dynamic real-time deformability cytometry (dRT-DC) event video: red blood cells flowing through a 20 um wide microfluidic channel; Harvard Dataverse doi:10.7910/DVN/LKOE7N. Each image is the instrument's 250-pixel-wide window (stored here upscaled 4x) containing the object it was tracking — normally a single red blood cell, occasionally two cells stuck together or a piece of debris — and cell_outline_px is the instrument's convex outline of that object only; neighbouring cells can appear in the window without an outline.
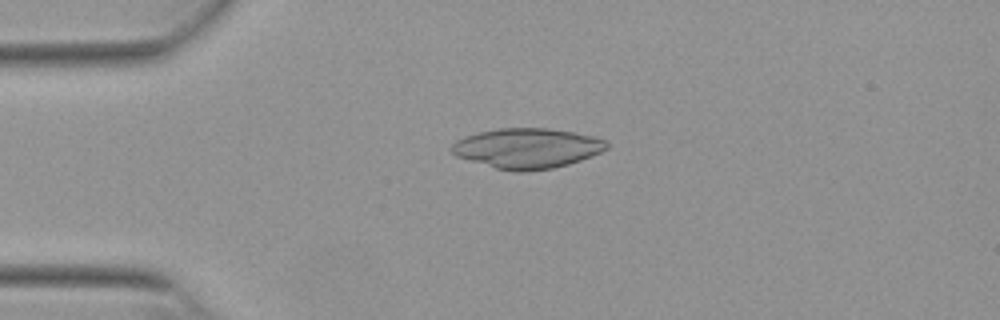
{"species": "Egyptian fruit bat (a non-hibernating species)", "species_latin": "Rousettus aegyptiacus", "temperature_condition": "warm", "stored_images_in_passage": 52, "camera_frame_rate_fps": 3000, "um_per_image_px": 0.085, "animal": {"sex": "female"}, "frame": {"image": 1, "passage_image": 12, "time_ms": 3.667, "image_size_px": [1000, 320], "cell_outline_px": [[608, 148], [592, 156], [568, 164], [552, 168], [528, 172], [516, 172], [496, 168], [456, 156], [448, 148], [456, 140], [464, 136], [480, 132], [500, 128], [544, 128], [576, 132], [608, 140]], "centroid_in_image_um": [44.81, 12.6], "position_along_channel_um": 40.2, "area_um2": 36.3}}
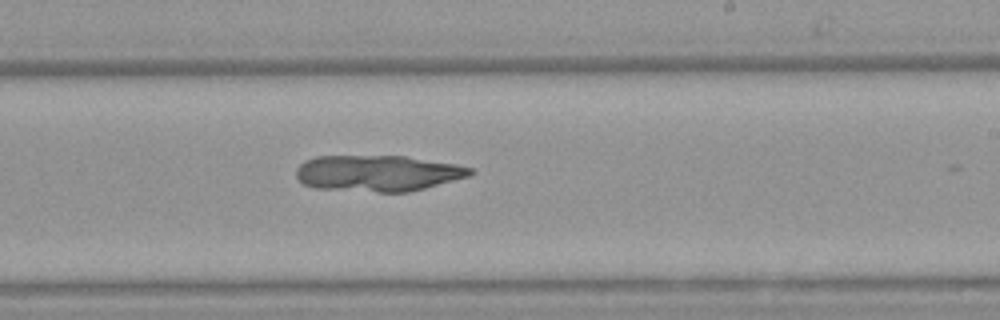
{"frame": {"image": 2, "passage_image": 31, "time_ms": 10.0, "image_size_px": [1000, 320], "cell_outline_px": [[476, 172], [472, 176], [408, 192], [376, 192], [312, 188], [304, 184], [296, 176], [296, 168], [304, 160], [316, 156], [404, 156], [456, 164], [472, 168]], "centroid_in_image_um": [32.12, 14.72], "position_along_channel_um": 256.9, "area_um2": 36.93}}
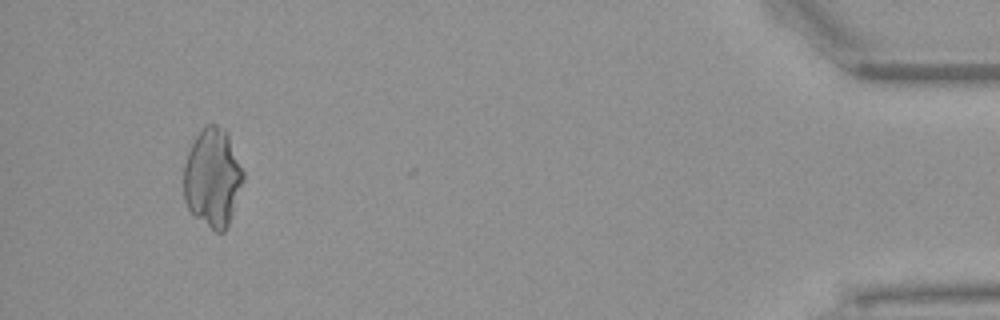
{"frame": {"image": 3, "passage_image": 49, "time_ms": 16.0, "image_size_px": [1000, 320], "cell_outline_px": [[244, 180], [228, 228], [224, 232], [216, 232], [196, 216], [188, 208], [184, 200], [184, 164], [188, 152], [200, 128], [204, 124], [216, 124], [224, 128], [228, 132], [244, 172]], "centroid_in_image_um": [18.09, 15.07], "position_along_channel_um": 417.1, "area_um2": 34.45}}